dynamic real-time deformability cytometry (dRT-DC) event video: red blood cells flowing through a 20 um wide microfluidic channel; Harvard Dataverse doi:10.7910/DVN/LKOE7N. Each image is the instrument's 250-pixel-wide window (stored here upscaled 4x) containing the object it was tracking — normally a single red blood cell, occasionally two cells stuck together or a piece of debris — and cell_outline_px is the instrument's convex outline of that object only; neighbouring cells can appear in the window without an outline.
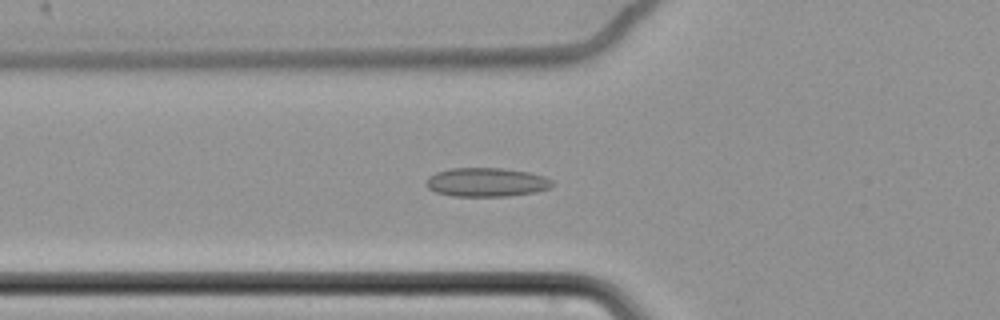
{"species": "common noctule bat (a hibernating species)", "species_latin": "Nyctalus noctula", "temperature_condition": "cold", "stored_images_in_passage": 60, "camera_frame_rate_fps": 3000, "um_per_image_px": 0.085, "animal": {"sex": "female", "body_mass_g": 22.7, "forearm_length_mm": 54.2}, "frame": {"image": 1, "passage_image": 22, "time_ms": 7.0, "image_size_px": [1000, 320], "cell_outline_px": [[556, 184], [548, 188], [536, 192], [508, 196], [452, 196], [436, 192], [428, 188], [424, 184], [424, 180], [428, 176], [436, 172], [452, 168], [500, 168], [528, 172], [544, 176], [552, 180]], "centroid_in_image_um": [41.32, 15.49], "position_along_channel_um": 84.5, "area_um2": 21.39}}
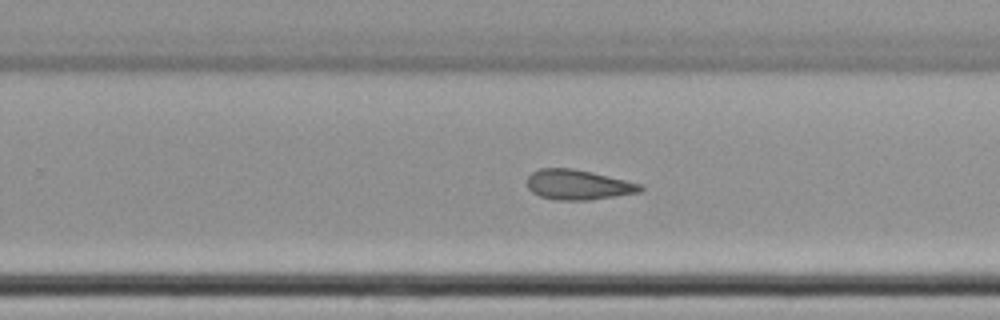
{"frame": {"image": 2, "passage_image": 39, "time_ms": 12.667, "image_size_px": [1000, 320], "cell_outline_px": [[644, 188], [640, 192], [616, 196], [588, 200], [552, 200], [540, 196], [532, 192], [528, 188], [528, 176], [532, 172], [540, 168], [572, 168], [592, 172], [644, 184]], "centroid_in_image_um": [49.16, 15.7], "position_along_channel_um": 280.6, "area_um2": 19.94}}
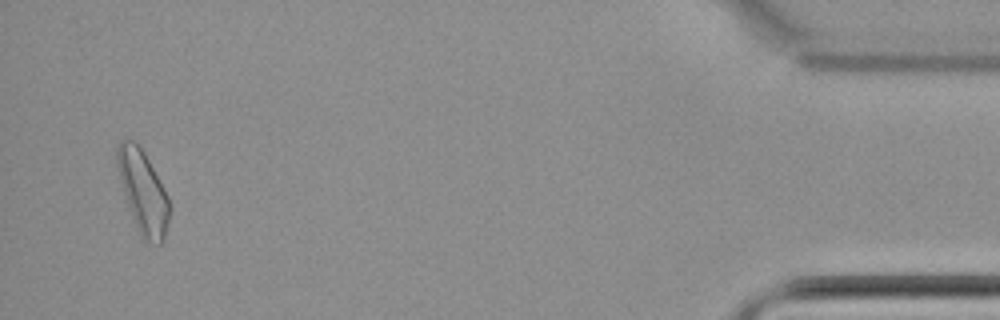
{"frame": {"image": 3, "passage_image": 58, "time_ms": 19.0, "image_size_px": [1000, 320], "cell_outline_px": [[168, 220], [164, 240], [160, 244], [148, 244], [140, 236], [136, 228], [124, 196], [116, 164], [116, 144], [120, 140], [132, 140], [144, 152], [168, 196]], "centroid_in_image_um": [12.12, 16.34], "position_along_channel_um": 423.1, "area_um2": 25.09}, "authors_computed_cell_mechanics": {"area_um2": 21.0392, "velocity_mm_per_s": 3.47, "shape_relaxation_time_tau1_ms": null, "shape_relaxation_time_tau2_ms": 10.3511, "deformation_change_tau1": null, "deformation_change_tau2": 0.1627}}